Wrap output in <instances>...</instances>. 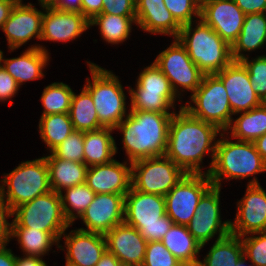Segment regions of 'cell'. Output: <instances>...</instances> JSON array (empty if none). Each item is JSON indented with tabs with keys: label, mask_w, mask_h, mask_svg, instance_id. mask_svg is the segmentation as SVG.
Returning a JSON list of instances; mask_svg holds the SVG:
<instances>
[{
	"label": "cell",
	"mask_w": 266,
	"mask_h": 266,
	"mask_svg": "<svg viewBox=\"0 0 266 266\" xmlns=\"http://www.w3.org/2000/svg\"><path fill=\"white\" fill-rule=\"evenodd\" d=\"M95 266H123V264L115 255L106 250Z\"/></svg>",
	"instance_id": "52"
},
{
	"label": "cell",
	"mask_w": 266,
	"mask_h": 266,
	"mask_svg": "<svg viewBox=\"0 0 266 266\" xmlns=\"http://www.w3.org/2000/svg\"><path fill=\"white\" fill-rule=\"evenodd\" d=\"M136 25L144 32L176 38L181 25L164 5L163 0H135Z\"/></svg>",
	"instance_id": "25"
},
{
	"label": "cell",
	"mask_w": 266,
	"mask_h": 266,
	"mask_svg": "<svg viewBox=\"0 0 266 266\" xmlns=\"http://www.w3.org/2000/svg\"><path fill=\"white\" fill-rule=\"evenodd\" d=\"M136 24V16H119L113 14H98L89 21L90 28L98 26L101 38L111 45L123 44Z\"/></svg>",
	"instance_id": "33"
},
{
	"label": "cell",
	"mask_w": 266,
	"mask_h": 266,
	"mask_svg": "<svg viewBox=\"0 0 266 266\" xmlns=\"http://www.w3.org/2000/svg\"><path fill=\"white\" fill-rule=\"evenodd\" d=\"M213 185L208 174H185L164 196L166 214L174 224L187 226L202 195Z\"/></svg>",
	"instance_id": "13"
},
{
	"label": "cell",
	"mask_w": 266,
	"mask_h": 266,
	"mask_svg": "<svg viewBox=\"0 0 266 266\" xmlns=\"http://www.w3.org/2000/svg\"><path fill=\"white\" fill-rule=\"evenodd\" d=\"M47 4L60 11L81 13L82 0H49Z\"/></svg>",
	"instance_id": "48"
},
{
	"label": "cell",
	"mask_w": 266,
	"mask_h": 266,
	"mask_svg": "<svg viewBox=\"0 0 266 266\" xmlns=\"http://www.w3.org/2000/svg\"><path fill=\"white\" fill-rule=\"evenodd\" d=\"M15 266H48L46 261L36 256H17Z\"/></svg>",
	"instance_id": "50"
},
{
	"label": "cell",
	"mask_w": 266,
	"mask_h": 266,
	"mask_svg": "<svg viewBox=\"0 0 266 266\" xmlns=\"http://www.w3.org/2000/svg\"><path fill=\"white\" fill-rule=\"evenodd\" d=\"M142 266H184L161 241L148 242Z\"/></svg>",
	"instance_id": "42"
},
{
	"label": "cell",
	"mask_w": 266,
	"mask_h": 266,
	"mask_svg": "<svg viewBox=\"0 0 266 266\" xmlns=\"http://www.w3.org/2000/svg\"><path fill=\"white\" fill-rule=\"evenodd\" d=\"M72 88L63 82H52L44 87L40 101L44 107L41 116L58 113H69Z\"/></svg>",
	"instance_id": "37"
},
{
	"label": "cell",
	"mask_w": 266,
	"mask_h": 266,
	"mask_svg": "<svg viewBox=\"0 0 266 266\" xmlns=\"http://www.w3.org/2000/svg\"><path fill=\"white\" fill-rule=\"evenodd\" d=\"M221 187L212 185L200 198L195 215L187 225L189 232L202 248L217 235L216 240L230 234V220L222 221Z\"/></svg>",
	"instance_id": "14"
},
{
	"label": "cell",
	"mask_w": 266,
	"mask_h": 266,
	"mask_svg": "<svg viewBox=\"0 0 266 266\" xmlns=\"http://www.w3.org/2000/svg\"><path fill=\"white\" fill-rule=\"evenodd\" d=\"M124 222L135 227L147 242L161 241L174 224L166 214L164 196L132 186L125 195Z\"/></svg>",
	"instance_id": "6"
},
{
	"label": "cell",
	"mask_w": 266,
	"mask_h": 266,
	"mask_svg": "<svg viewBox=\"0 0 266 266\" xmlns=\"http://www.w3.org/2000/svg\"><path fill=\"white\" fill-rule=\"evenodd\" d=\"M38 4L43 10L40 41L68 43L90 28L89 20L82 13L60 11L39 0Z\"/></svg>",
	"instance_id": "19"
},
{
	"label": "cell",
	"mask_w": 266,
	"mask_h": 266,
	"mask_svg": "<svg viewBox=\"0 0 266 266\" xmlns=\"http://www.w3.org/2000/svg\"><path fill=\"white\" fill-rule=\"evenodd\" d=\"M154 62L168 78L179 99L183 98L180 97L183 96V91H190L192 94L200 86L204 76L177 38L159 52Z\"/></svg>",
	"instance_id": "12"
},
{
	"label": "cell",
	"mask_w": 266,
	"mask_h": 266,
	"mask_svg": "<svg viewBox=\"0 0 266 266\" xmlns=\"http://www.w3.org/2000/svg\"><path fill=\"white\" fill-rule=\"evenodd\" d=\"M38 128L50 153L74 131L69 114L66 113L41 116Z\"/></svg>",
	"instance_id": "35"
},
{
	"label": "cell",
	"mask_w": 266,
	"mask_h": 266,
	"mask_svg": "<svg viewBox=\"0 0 266 266\" xmlns=\"http://www.w3.org/2000/svg\"><path fill=\"white\" fill-rule=\"evenodd\" d=\"M0 196L10 209L51 191L46 158L23 161L0 180Z\"/></svg>",
	"instance_id": "7"
},
{
	"label": "cell",
	"mask_w": 266,
	"mask_h": 266,
	"mask_svg": "<svg viewBox=\"0 0 266 266\" xmlns=\"http://www.w3.org/2000/svg\"><path fill=\"white\" fill-rule=\"evenodd\" d=\"M112 128H101L84 132V159L88 166L107 164L114 160L118 153L116 141L112 136Z\"/></svg>",
	"instance_id": "29"
},
{
	"label": "cell",
	"mask_w": 266,
	"mask_h": 266,
	"mask_svg": "<svg viewBox=\"0 0 266 266\" xmlns=\"http://www.w3.org/2000/svg\"><path fill=\"white\" fill-rule=\"evenodd\" d=\"M247 264H246V257L245 256H243L240 260H239V262L237 263V265L236 266H246ZM250 266H254L252 263H250Z\"/></svg>",
	"instance_id": "54"
},
{
	"label": "cell",
	"mask_w": 266,
	"mask_h": 266,
	"mask_svg": "<svg viewBox=\"0 0 266 266\" xmlns=\"http://www.w3.org/2000/svg\"><path fill=\"white\" fill-rule=\"evenodd\" d=\"M19 89L15 79L0 64V102L12 100Z\"/></svg>",
	"instance_id": "45"
},
{
	"label": "cell",
	"mask_w": 266,
	"mask_h": 266,
	"mask_svg": "<svg viewBox=\"0 0 266 266\" xmlns=\"http://www.w3.org/2000/svg\"><path fill=\"white\" fill-rule=\"evenodd\" d=\"M59 194L64 216L72 225L87 209L96 195L86 183L65 188Z\"/></svg>",
	"instance_id": "36"
},
{
	"label": "cell",
	"mask_w": 266,
	"mask_h": 266,
	"mask_svg": "<svg viewBox=\"0 0 266 266\" xmlns=\"http://www.w3.org/2000/svg\"><path fill=\"white\" fill-rule=\"evenodd\" d=\"M223 83L232 113L246 112L263 104L252 89L248 70L241 61H232L215 74Z\"/></svg>",
	"instance_id": "21"
},
{
	"label": "cell",
	"mask_w": 266,
	"mask_h": 266,
	"mask_svg": "<svg viewBox=\"0 0 266 266\" xmlns=\"http://www.w3.org/2000/svg\"><path fill=\"white\" fill-rule=\"evenodd\" d=\"M241 241L246 259L254 266H266V231L245 235Z\"/></svg>",
	"instance_id": "39"
},
{
	"label": "cell",
	"mask_w": 266,
	"mask_h": 266,
	"mask_svg": "<svg viewBox=\"0 0 266 266\" xmlns=\"http://www.w3.org/2000/svg\"><path fill=\"white\" fill-rule=\"evenodd\" d=\"M263 104L266 105V97L262 100Z\"/></svg>",
	"instance_id": "55"
},
{
	"label": "cell",
	"mask_w": 266,
	"mask_h": 266,
	"mask_svg": "<svg viewBox=\"0 0 266 266\" xmlns=\"http://www.w3.org/2000/svg\"><path fill=\"white\" fill-rule=\"evenodd\" d=\"M39 1H42V2H45V3H47L49 0H39Z\"/></svg>",
	"instance_id": "56"
},
{
	"label": "cell",
	"mask_w": 266,
	"mask_h": 266,
	"mask_svg": "<svg viewBox=\"0 0 266 266\" xmlns=\"http://www.w3.org/2000/svg\"><path fill=\"white\" fill-rule=\"evenodd\" d=\"M20 0H0V28L10 16L13 8Z\"/></svg>",
	"instance_id": "49"
},
{
	"label": "cell",
	"mask_w": 266,
	"mask_h": 266,
	"mask_svg": "<svg viewBox=\"0 0 266 266\" xmlns=\"http://www.w3.org/2000/svg\"><path fill=\"white\" fill-rule=\"evenodd\" d=\"M63 233H48L34 228L11 226V239L16 238L23 255L43 258L53 245L59 248Z\"/></svg>",
	"instance_id": "30"
},
{
	"label": "cell",
	"mask_w": 266,
	"mask_h": 266,
	"mask_svg": "<svg viewBox=\"0 0 266 266\" xmlns=\"http://www.w3.org/2000/svg\"><path fill=\"white\" fill-rule=\"evenodd\" d=\"M11 226H21L48 233H63L72 224L65 218L60 194L50 191L12 210Z\"/></svg>",
	"instance_id": "10"
},
{
	"label": "cell",
	"mask_w": 266,
	"mask_h": 266,
	"mask_svg": "<svg viewBox=\"0 0 266 266\" xmlns=\"http://www.w3.org/2000/svg\"><path fill=\"white\" fill-rule=\"evenodd\" d=\"M101 14L136 16L135 0H103Z\"/></svg>",
	"instance_id": "43"
},
{
	"label": "cell",
	"mask_w": 266,
	"mask_h": 266,
	"mask_svg": "<svg viewBox=\"0 0 266 266\" xmlns=\"http://www.w3.org/2000/svg\"><path fill=\"white\" fill-rule=\"evenodd\" d=\"M237 6L246 14L266 13V0H234Z\"/></svg>",
	"instance_id": "46"
},
{
	"label": "cell",
	"mask_w": 266,
	"mask_h": 266,
	"mask_svg": "<svg viewBox=\"0 0 266 266\" xmlns=\"http://www.w3.org/2000/svg\"><path fill=\"white\" fill-rule=\"evenodd\" d=\"M68 114L74 130L90 132L104 128L98 120L92 96L84 87L79 94L73 92Z\"/></svg>",
	"instance_id": "32"
},
{
	"label": "cell",
	"mask_w": 266,
	"mask_h": 266,
	"mask_svg": "<svg viewBox=\"0 0 266 266\" xmlns=\"http://www.w3.org/2000/svg\"><path fill=\"white\" fill-rule=\"evenodd\" d=\"M200 18L230 46L241 32L245 14L234 0H204Z\"/></svg>",
	"instance_id": "17"
},
{
	"label": "cell",
	"mask_w": 266,
	"mask_h": 266,
	"mask_svg": "<svg viewBox=\"0 0 266 266\" xmlns=\"http://www.w3.org/2000/svg\"><path fill=\"white\" fill-rule=\"evenodd\" d=\"M186 173L166 155L131 163V186L143 193L165 196Z\"/></svg>",
	"instance_id": "11"
},
{
	"label": "cell",
	"mask_w": 266,
	"mask_h": 266,
	"mask_svg": "<svg viewBox=\"0 0 266 266\" xmlns=\"http://www.w3.org/2000/svg\"><path fill=\"white\" fill-rule=\"evenodd\" d=\"M189 98L191 102L187 101L183 108L193 117L216 125L222 132L230 126L233 113L228 94L215 74L204 75L200 86Z\"/></svg>",
	"instance_id": "9"
},
{
	"label": "cell",
	"mask_w": 266,
	"mask_h": 266,
	"mask_svg": "<svg viewBox=\"0 0 266 266\" xmlns=\"http://www.w3.org/2000/svg\"><path fill=\"white\" fill-rule=\"evenodd\" d=\"M105 238L107 250L115 255L123 266H142L148 242L135 227L123 222L107 232Z\"/></svg>",
	"instance_id": "22"
},
{
	"label": "cell",
	"mask_w": 266,
	"mask_h": 266,
	"mask_svg": "<svg viewBox=\"0 0 266 266\" xmlns=\"http://www.w3.org/2000/svg\"><path fill=\"white\" fill-rule=\"evenodd\" d=\"M112 162L88 167L86 184L96 194L126 195L131 188V162ZM129 165V166H128Z\"/></svg>",
	"instance_id": "23"
},
{
	"label": "cell",
	"mask_w": 266,
	"mask_h": 266,
	"mask_svg": "<svg viewBox=\"0 0 266 266\" xmlns=\"http://www.w3.org/2000/svg\"><path fill=\"white\" fill-rule=\"evenodd\" d=\"M16 255L6 246L0 248V266H15Z\"/></svg>",
	"instance_id": "51"
},
{
	"label": "cell",
	"mask_w": 266,
	"mask_h": 266,
	"mask_svg": "<svg viewBox=\"0 0 266 266\" xmlns=\"http://www.w3.org/2000/svg\"><path fill=\"white\" fill-rule=\"evenodd\" d=\"M52 191L60 193L63 189L86 183L88 166L84 162H73L57 158L52 152L45 156Z\"/></svg>",
	"instance_id": "27"
},
{
	"label": "cell",
	"mask_w": 266,
	"mask_h": 266,
	"mask_svg": "<svg viewBox=\"0 0 266 266\" xmlns=\"http://www.w3.org/2000/svg\"><path fill=\"white\" fill-rule=\"evenodd\" d=\"M67 230L60 237L65 246L59 244L60 250L66 252L65 266H95L107 250L105 235L78 228L69 233Z\"/></svg>",
	"instance_id": "18"
},
{
	"label": "cell",
	"mask_w": 266,
	"mask_h": 266,
	"mask_svg": "<svg viewBox=\"0 0 266 266\" xmlns=\"http://www.w3.org/2000/svg\"><path fill=\"white\" fill-rule=\"evenodd\" d=\"M173 114L130 111L114 130L122 133L129 162L163 156L167 150L169 125Z\"/></svg>",
	"instance_id": "2"
},
{
	"label": "cell",
	"mask_w": 266,
	"mask_h": 266,
	"mask_svg": "<svg viewBox=\"0 0 266 266\" xmlns=\"http://www.w3.org/2000/svg\"><path fill=\"white\" fill-rule=\"evenodd\" d=\"M103 10V0H82L81 13L91 21Z\"/></svg>",
	"instance_id": "47"
},
{
	"label": "cell",
	"mask_w": 266,
	"mask_h": 266,
	"mask_svg": "<svg viewBox=\"0 0 266 266\" xmlns=\"http://www.w3.org/2000/svg\"><path fill=\"white\" fill-rule=\"evenodd\" d=\"M169 125L165 155L187 174H208L212 168L217 136L222 131L214 124L193 117L184 104L179 105ZM210 154L208 170L202 172L204 156Z\"/></svg>",
	"instance_id": "1"
},
{
	"label": "cell",
	"mask_w": 266,
	"mask_h": 266,
	"mask_svg": "<svg viewBox=\"0 0 266 266\" xmlns=\"http://www.w3.org/2000/svg\"><path fill=\"white\" fill-rule=\"evenodd\" d=\"M226 135V136H225ZM217 139L215 157L208 176L214 186L222 187L221 181L245 179L251 176L248 185L260 184L255 175L266 172V162L253 142L230 140L222 132Z\"/></svg>",
	"instance_id": "3"
},
{
	"label": "cell",
	"mask_w": 266,
	"mask_h": 266,
	"mask_svg": "<svg viewBox=\"0 0 266 266\" xmlns=\"http://www.w3.org/2000/svg\"><path fill=\"white\" fill-rule=\"evenodd\" d=\"M37 43L31 45L22 54L15 58H4L1 50L0 64L15 79L19 87L27 81H35L44 78L43 70L49 64L48 49Z\"/></svg>",
	"instance_id": "24"
},
{
	"label": "cell",
	"mask_w": 266,
	"mask_h": 266,
	"mask_svg": "<svg viewBox=\"0 0 266 266\" xmlns=\"http://www.w3.org/2000/svg\"><path fill=\"white\" fill-rule=\"evenodd\" d=\"M125 195L103 193L96 194L79 219L86 228L83 231L106 234L114 226L124 222Z\"/></svg>",
	"instance_id": "20"
},
{
	"label": "cell",
	"mask_w": 266,
	"mask_h": 266,
	"mask_svg": "<svg viewBox=\"0 0 266 266\" xmlns=\"http://www.w3.org/2000/svg\"><path fill=\"white\" fill-rule=\"evenodd\" d=\"M136 82L135 89L131 86L127 89L131 103L128 104L130 111L173 114L176 111L175 101L179 100L178 102L182 103L172 89L170 81L155 62L141 70Z\"/></svg>",
	"instance_id": "8"
},
{
	"label": "cell",
	"mask_w": 266,
	"mask_h": 266,
	"mask_svg": "<svg viewBox=\"0 0 266 266\" xmlns=\"http://www.w3.org/2000/svg\"><path fill=\"white\" fill-rule=\"evenodd\" d=\"M244 256L241 237L229 234L215 240L203 261L198 266H236Z\"/></svg>",
	"instance_id": "34"
},
{
	"label": "cell",
	"mask_w": 266,
	"mask_h": 266,
	"mask_svg": "<svg viewBox=\"0 0 266 266\" xmlns=\"http://www.w3.org/2000/svg\"><path fill=\"white\" fill-rule=\"evenodd\" d=\"M10 217H13L12 210L0 196V248L8 246L11 241V222L8 221Z\"/></svg>",
	"instance_id": "44"
},
{
	"label": "cell",
	"mask_w": 266,
	"mask_h": 266,
	"mask_svg": "<svg viewBox=\"0 0 266 266\" xmlns=\"http://www.w3.org/2000/svg\"><path fill=\"white\" fill-rule=\"evenodd\" d=\"M240 114V115H239ZM224 131L238 141L254 142L266 134V105L262 104L246 112H240Z\"/></svg>",
	"instance_id": "31"
},
{
	"label": "cell",
	"mask_w": 266,
	"mask_h": 266,
	"mask_svg": "<svg viewBox=\"0 0 266 266\" xmlns=\"http://www.w3.org/2000/svg\"><path fill=\"white\" fill-rule=\"evenodd\" d=\"M266 45V13L246 14L238 38L231 46L233 61L249 56L246 52L261 49Z\"/></svg>",
	"instance_id": "26"
},
{
	"label": "cell",
	"mask_w": 266,
	"mask_h": 266,
	"mask_svg": "<svg viewBox=\"0 0 266 266\" xmlns=\"http://www.w3.org/2000/svg\"><path fill=\"white\" fill-rule=\"evenodd\" d=\"M92 82L88 77L83 86L92 96L98 120L104 128L114 129L129 114L123 85L112 70L88 62ZM128 112V113H127Z\"/></svg>",
	"instance_id": "5"
},
{
	"label": "cell",
	"mask_w": 266,
	"mask_h": 266,
	"mask_svg": "<svg viewBox=\"0 0 266 266\" xmlns=\"http://www.w3.org/2000/svg\"><path fill=\"white\" fill-rule=\"evenodd\" d=\"M253 143L262 159L266 162V134L256 139Z\"/></svg>",
	"instance_id": "53"
},
{
	"label": "cell",
	"mask_w": 266,
	"mask_h": 266,
	"mask_svg": "<svg viewBox=\"0 0 266 266\" xmlns=\"http://www.w3.org/2000/svg\"><path fill=\"white\" fill-rule=\"evenodd\" d=\"M176 38L204 75L219 73L233 61L231 46L201 18L182 25Z\"/></svg>",
	"instance_id": "4"
},
{
	"label": "cell",
	"mask_w": 266,
	"mask_h": 266,
	"mask_svg": "<svg viewBox=\"0 0 266 266\" xmlns=\"http://www.w3.org/2000/svg\"><path fill=\"white\" fill-rule=\"evenodd\" d=\"M52 153L60 159L83 162L84 132L74 130Z\"/></svg>",
	"instance_id": "40"
},
{
	"label": "cell",
	"mask_w": 266,
	"mask_h": 266,
	"mask_svg": "<svg viewBox=\"0 0 266 266\" xmlns=\"http://www.w3.org/2000/svg\"><path fill=\"white\" fill-rule=\"evenodd\" d=\"M246 188L237 201L234 221L230 219V234L239 237L266 231V190L260 184H247Z\"/></svg>",
	"instance_id": "15"
},
{
	"label": "cell",
	"mask_w": 266,
	"mask_h": 266,
	"mask_svg": "<svg viewBox=\"0 0 266 266\" xmlns=\"http://www.w3.org/2000/svg\"><path fill=\"white\" fill-rule=\"evenodd\" d=\"M43 11L32 3L19 1L5 21L2 31L6 36L7 46L11 52L19 49L31 39H41Z\"/></svg>",
	"instance_id": "16"
},
{
	"label": "cell",
	"mask_w": 266,
	"mask_h": 266,
	"mask_svg": "<svg viewBox=\"0 0 266 266\" xmlns=\"http://www.w3.org/2000/svg\"><path fill=\"white\" fill-rule=\"evenodd\" d=\"M175 20L182 26L200 19V0H163Z\"/></svg>",
	"instance_id": "41"
},
{
	"label": "cell",
	"mask_w": 266,
	"mask_h": 266,
	"mask_svg": "<svg viewBox=\"0 0 266 266\" xmlns=\"http://www.w3.org/2000/svg\"><path fill=\"white\" fill-rule=\"evenodd\" d=\"M161 242L184 266H198L202 246L187 226L173 224Z\"/></svg>",
	"instance_id": "28"
},
{
	"label": "cell",
	"mask_w": 266,
	"mask_h": 266,
	"mask_svg": "<svg viewBox=\"0 0 266 266\" xmlns=\"http://www.w3.org/2000/svg\"><path fill=\"white\" fill-rule=\"evenodd\" d=\"M248 70L252 89L263 100L266 97V54L256 58L245 57L241 60Z\"/></svg>",
	"instance_id": "38"
}]
</instances>
